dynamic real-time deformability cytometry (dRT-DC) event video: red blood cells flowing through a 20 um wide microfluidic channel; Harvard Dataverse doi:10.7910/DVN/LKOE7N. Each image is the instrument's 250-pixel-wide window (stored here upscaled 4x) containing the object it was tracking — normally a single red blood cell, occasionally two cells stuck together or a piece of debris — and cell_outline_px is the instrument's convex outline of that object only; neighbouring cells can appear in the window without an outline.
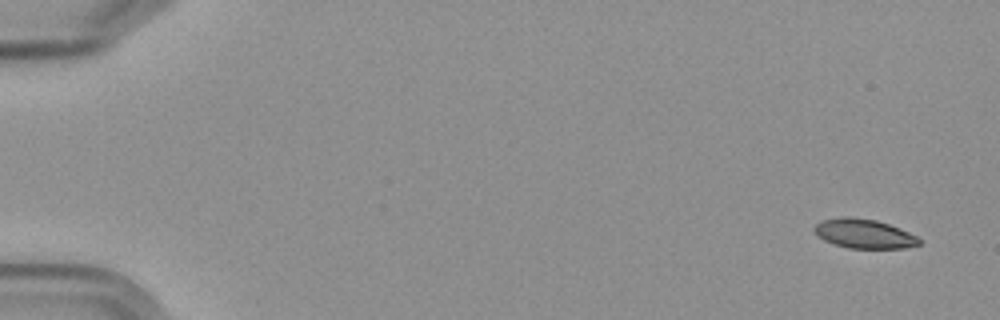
{"species": "Egyptian fruit bat (a non-hibernating species)", "species_latin": "Rousettus aegyptiacus", "temperature_condition": "cold", "stored_images_in_passage": 6, "camera_frame_rate_fps": 3000, "um_per_image_px": 0.085, "frame": {"image": 1, "passage_image": 1, "time_ms": 0.0, "image_size_px": [1000, 320], "cell_outline_px": [[920, 244], [904, 248], [848, 248], [824, 240], [812, 228], [820, 220], [844, 216], [848, 216], [876, 220], [900, 228], [916, 236], [920, 240]], "centroid_in_image_um": [73.43, 19.85], "position_along_channel_um": 11.6, "area_um2": 17.74}}
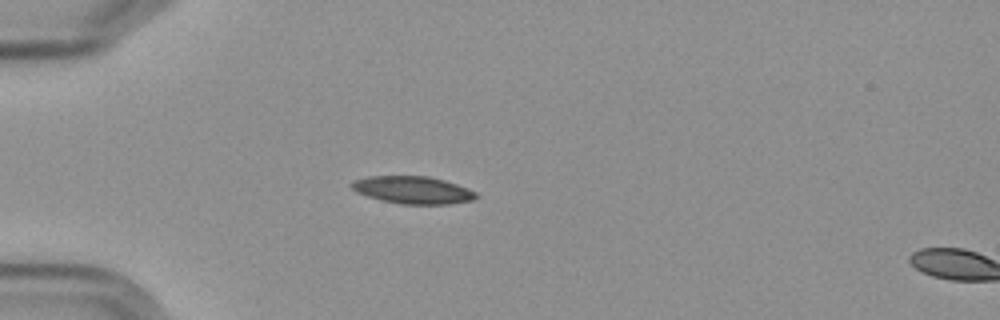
{"frame": {"image": 2, "passage_image": 5, "time_ms": 4.667, "image_size_px": [1000, 320], "cell_outline_px": [[476, 200], [452, 204], [400, 204], [380, 200], [356, 192], [348, 184], [352, 180], [368, 176], [428, 176], [444, 180], [468, 188], [476, 192]], "centroid_in_image_um": [35.07, 16.15], "position_along_channel_um": 49.9, "area_um2": 20.11}}